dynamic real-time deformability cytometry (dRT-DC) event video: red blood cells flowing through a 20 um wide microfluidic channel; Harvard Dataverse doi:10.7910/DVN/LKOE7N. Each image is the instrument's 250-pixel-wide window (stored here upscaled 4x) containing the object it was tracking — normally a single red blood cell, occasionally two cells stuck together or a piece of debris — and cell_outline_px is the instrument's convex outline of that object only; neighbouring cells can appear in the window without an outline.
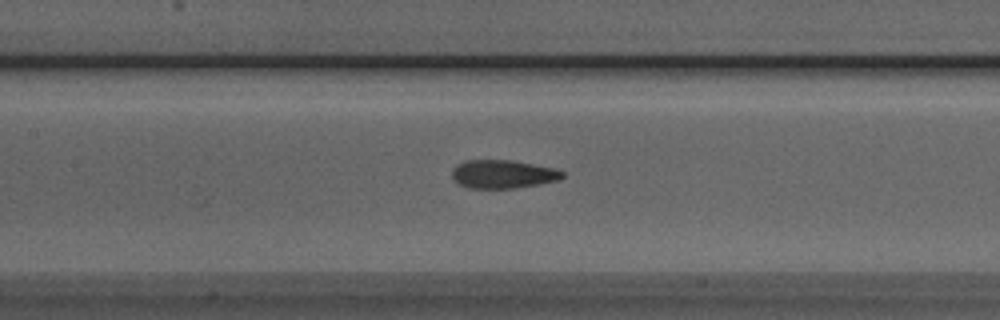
{"species": "Egyptian fruit bat (a non-hibernating species)", "species_latin": "Rousettus aegyptiacus", "temperature_condition": "room temperature", "stored_images_in_passage": 47, "camera_frame_rate_fps": 3000, "um_per_image_px": 0.085, "animal": {"sex": "male"}, "frame": {"image": 1, "passage_image": 24, "time_ms": 7.667, "image_size_px": [1000, 320], "cell_outline_px": [[564, 176], [556, 180], [516, 188], [468, 188], [460, 184], [452, 176], [452, 168], [456, 164], [464, 160], [512, 160], [556, 168], [564, 172]], "centroid_in_image_um": [42.72, 14.78], "position_along_channel_um": 164.7, "area_um2": 18.21}}
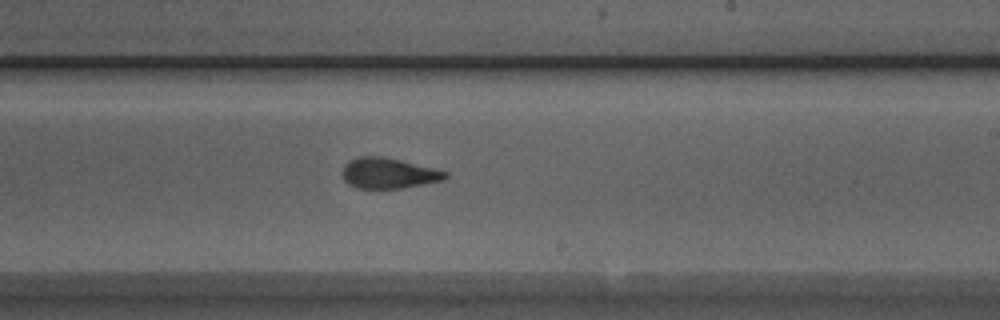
{"frame": {"image": 2, "passage_image": 31, "time_ms": 10.0, "image_size_px": [1000, 320], "cell_outline_px": [[448, 176], [444, 180], [424, 184], [400, 188], [356, 188], [348, 184], [344, 180], [340, 172], [344, 164], [348, 160], [360, 156], [384, 156], [448, 172]], "centroid_in_image_um": [32.96, 14.72], "position_along_channel_um": 256.0, "area_um2": 18.44}}
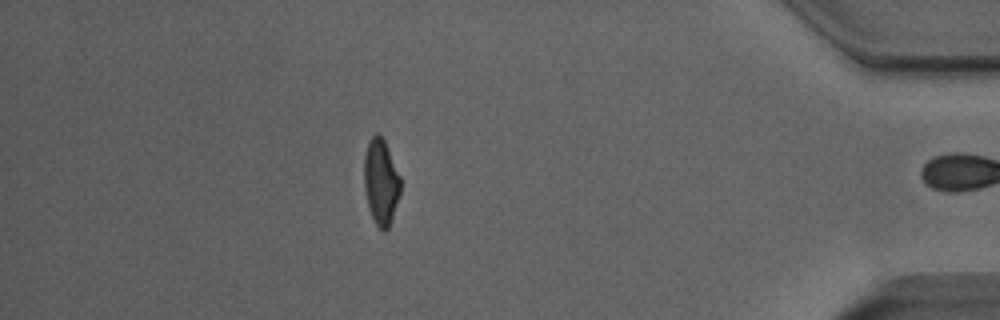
{"frame": {"image": 3, "passage_image": 46, "time_ms": 15.0, "image_size_px": [1000, 320], "cell_outline_px": [[400, 192], [388, 228], [384, 232], [376, 224], [368, 208], [364, 188], [364, 156], [368, 140], [376, 132], [380, 132], [384, 140], [400, 176]], "centroid_in_image_um": [32.35, 15.41], "position_along_channel_um": 402.8, "area_um2": 18.09}, "authors_computed_cell_mechanics": {"area_um2": 18.4382, "velocity_mm_per_s": 3.9289, "shape_relaxation_time_tau1_ms": 5.3988, "shape_relaxation_time_tau2_ms": 1.453, "deformation_change_tau1": 0.2038, "deformation_change_tau2": 0.0927}}